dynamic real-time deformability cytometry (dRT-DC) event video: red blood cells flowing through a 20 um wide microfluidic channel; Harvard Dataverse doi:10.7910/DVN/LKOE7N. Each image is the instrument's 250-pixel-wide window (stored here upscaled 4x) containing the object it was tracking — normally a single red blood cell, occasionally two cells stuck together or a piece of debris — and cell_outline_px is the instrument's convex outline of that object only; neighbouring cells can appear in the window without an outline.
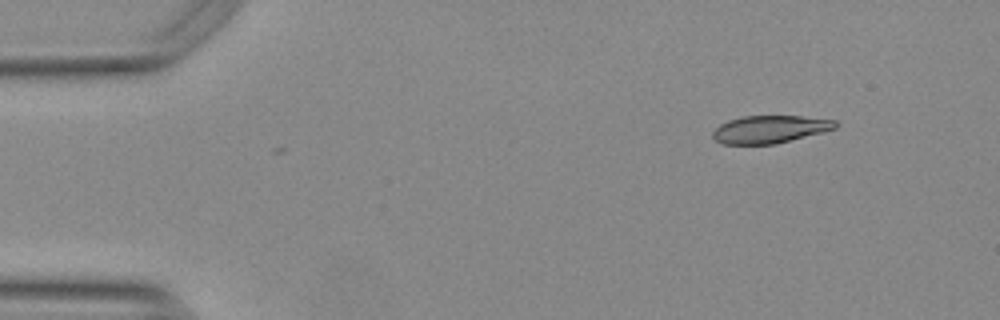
{"species": "Egyptian fruit bat (a non-hibernating species)", "species_latin": "Rousettus aegyptiacus", "temperature_condition": "warm", "stored_images_in_passage": 49, "camera_frame_rate_fps": 3000, "um_per_image_px": 0.085, "animal": {"sex": "female"}, "frame": {"image": 1, "passage_image": 1, "time_ms": 0.0, "image_size_px": [1000, 320], "cell_outline_px": [[840, 124], [836, 128], [824, 132], [776, 144], [724, 144], [716, 140], [712, 136], [712, 132], [720, 124], [728, 120], [744, 116], [800, 116], [836, 120]], "centroid_in_image_um": [65.47, 10.99], "position_along_channel_um": 19.5, "area_um2": 19.83}}
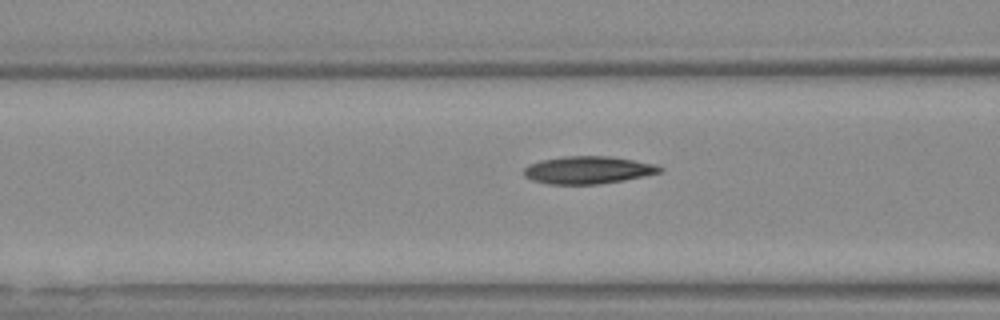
{"frame": {"image": 2, "passage_image": 16, "time_ms": 5.0, "image_size_px": [1000, 320], "cell_outline_px": [[664, 168], [660, 172], [624, 180], [596, 184], [548, 184], [532, 180], [524, 176], [524, 168], [528, 164], [540, 160], [564, 156], [612, 156], [656, 164]], "centroid_in_image_um": [49.96, 14.44], "position_along_channel_um": 116.6, "area_um2": 21.85}}
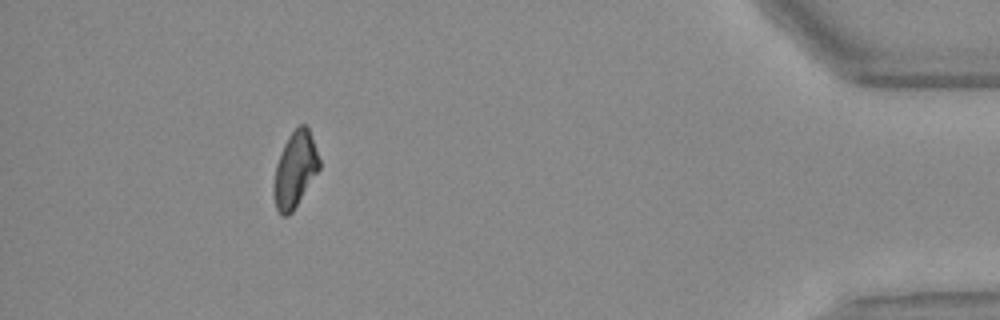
{"frame": {"image": 3, "passage_image": 44, "time_ms": 14.333, "image_size_px": [1000, 320], "cell_outline_px": [[320, 168], [292, 212], [288, 216], [280, 216], [276, 208], [272, 192], [272, 188], [276, 164], [280, 152], [288, 136], [300, 124], [304, 124], [308, 128], [320, 160]], "centroid_in_image_um": [25.04, 14.45], "position_along_channel_um": 410.2, "area_um2": 20.06}, "authors_computed_cell_mechanics": {"area_um2": 21.2126, "velocity_mm_per_s": 3.7715, "shape_relaxation_time_tau1_ms": null, "shape_relaxation_time_tau2_ms": 5.7427, "deformation_change_tau1": null, "deformation_change_tau2": 0.1285}}